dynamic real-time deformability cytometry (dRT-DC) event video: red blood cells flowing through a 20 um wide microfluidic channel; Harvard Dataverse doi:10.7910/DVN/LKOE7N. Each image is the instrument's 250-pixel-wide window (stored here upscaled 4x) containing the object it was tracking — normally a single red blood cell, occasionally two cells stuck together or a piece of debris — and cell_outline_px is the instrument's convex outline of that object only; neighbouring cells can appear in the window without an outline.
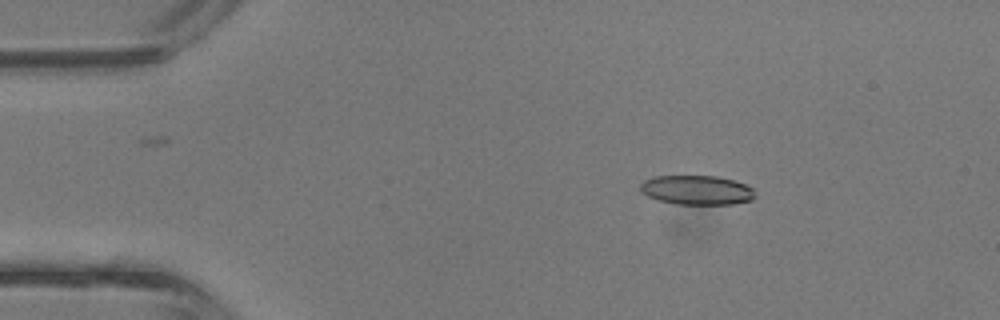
{"species": "common noctule bat (a hibernating species)", "species_latin": "Nyctalus noctula", "temperature_condition": "room temperature", "stored_images_in_passage": 3, "camera_frame_rate_fps": 3000, "um_per_image_px": 0.085, "animal": {"sex": "male", "body_mass_g": 13.3}, "frame": {"image": 1, "passage_image": 1, "time_ms": 0.0, "image_size_px": [1000, 320], "cell_outline_px": [[756, 196], [752, 200], [732, 204], [676, 204], [660, 200], [648, 196], [640, 188], [640, 184], [644, 180], [656, 176], [716, 176], [732, 180], [744, 184], [752, 188]], "centroid_in_image_um": [59.25, 16.15], "position_along_channel_um": 25.8, "area_um2": 19.42}}
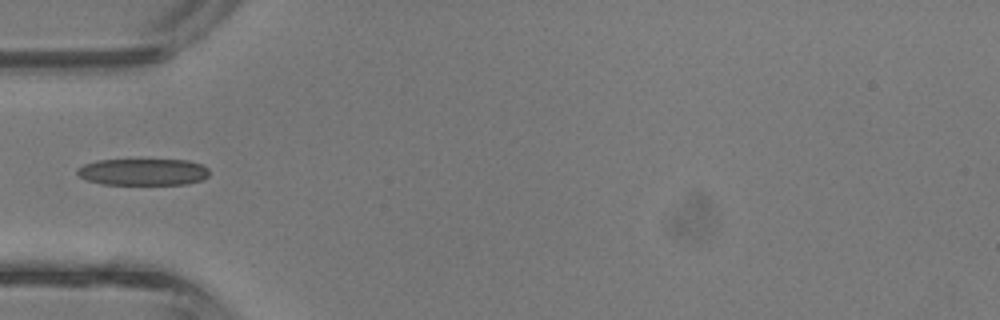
{"frame": {"image": 2, "passage_image": 3, "time_ms": 0.667, "image_size_px": [1000, 320], "cell_outline_px": [[208, 176], [204, 180], [188, 184], [100, 184], [88, 180], [80, 176], [76, 172], [76, 168], [84, 164], [96, 160], [188, 160], [200, 164], [208, 168]], "centroid_in_image_um": [12.17, 14.62], "position_along_channel_um": 72.8, "area_um2": 20.63}}